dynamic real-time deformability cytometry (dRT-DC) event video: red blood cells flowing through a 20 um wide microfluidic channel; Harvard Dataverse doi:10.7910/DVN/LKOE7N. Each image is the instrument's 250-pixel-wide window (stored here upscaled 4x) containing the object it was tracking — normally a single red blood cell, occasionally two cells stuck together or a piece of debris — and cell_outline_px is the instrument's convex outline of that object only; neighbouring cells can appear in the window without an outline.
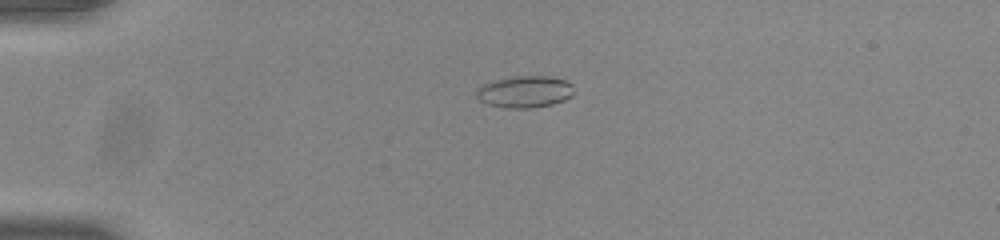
{"species": "common noctule bat (a hibernating species)", "species_latin": "Nyctalus noctula", "temperature_condition": "room temperature", "stored_images_in_passage": 41, "camera_frame_rate_fps": 3000, "um_per_image_px": 0.085, "animal": {"sex": "male", "body_mass_g": 20.0, "forearm_length_mm": 53.3}, "frame": {"image": 1, "passage_image": 1, "time_ms": 0.0, "image_size_px": [1000, 240], "cell_outline_px": [[572, 96], [564, 100], [552, 104], [532, 108], [508, 108], [488, 104], [480, 100], [476, 96], [476, 88], [492, 80], [512, 76], [548, 76], [564, 80], [572, 84]], "centroid_in_image_um": [44.58, 7.79], "position_along_channel_um": 40.4, "area_um2": 18.09}}
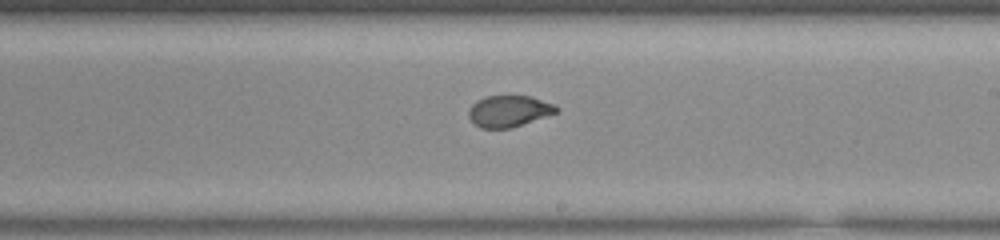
{"frame": {"image": 2, "passage_image": 20, "time_ms": 6.333, "image_size_px": [1000, 240], "cell_outline_px": [[560, 108], [556, 112], [512, 128], [480, 128], [472, 124], [468, 116], [468, 108], [476, 100], [484, 96], [532, 96], [556, 104]], "centroid_in_image_um": [43.22, 9.44], "position_along_channel_um": 245.8, "area_um2": 16.3}}
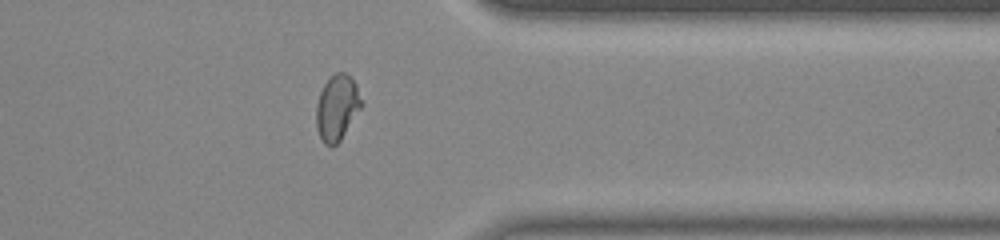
{"frame": {"image": 3, "passage_image": 31, "time_ms": 10.0, "image_size_px": [1000, 240], "cell_outline_px": [[364, 104], [340, 140], [332, 148], [324, 144], [316, 128], [316, 104], [320, 92], [324, 84], [336, 72], [344, 72], [356, 84]], "centroid_in_image_um": [28.65, 9.17], "position_along_channel_um": 382.8, "area_um2": 17.28}, "authors_computed_cell_mechanics": {"area_um2": 17.5134, "velocity_mm_per_s": 3.8987, "shape_relaxation_time_tau1_ms": 9.347, "shape_relaxation_time_tau2_ms": null, "deformation_change_tau1": 0.2825, "deformation_change_tau2": null}}